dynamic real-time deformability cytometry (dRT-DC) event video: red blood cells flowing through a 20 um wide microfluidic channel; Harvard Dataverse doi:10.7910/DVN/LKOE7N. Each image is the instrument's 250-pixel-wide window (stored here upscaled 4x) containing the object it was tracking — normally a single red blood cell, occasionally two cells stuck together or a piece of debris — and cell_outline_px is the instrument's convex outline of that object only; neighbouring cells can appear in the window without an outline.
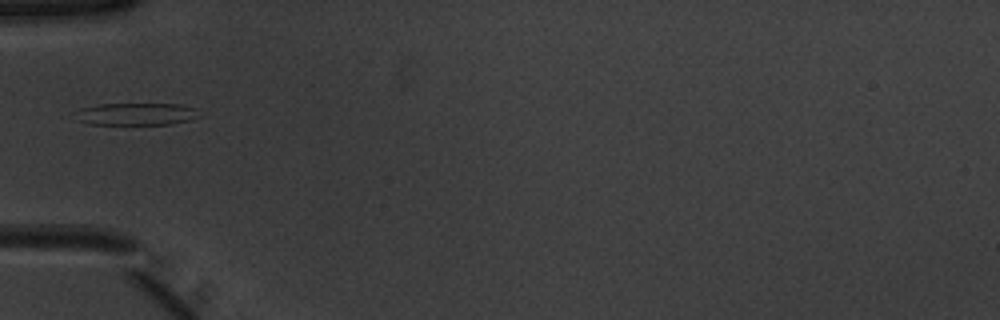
{"species": "common noctule bat (a hibernating species)", "species_latin": "Nyctalus noctula", "temperature_condition": "warm", "stored_images_in_passage": 16, "camera_frame_rate_fps": 3000, "um_per_image_px": 0.085, "animal": {"sex": "male", "body_mass_g": 20.1, "forearm_length_mm": 53.5}, "frame": {"image": 1, "passage_image": 1, "time_ms": 0.0, "image_size_px": [1000, 320], "cell_outline_px": [[200, 116], [192, 120], [172, 124], [88, 124], [80, 120], [80, 108], [100, 104], [180, 104], [196, 108]], "centroid_in_image_um": [11.71, 9.69], "position_along_channel_um": 73.3, "area_um2": 15.84}}
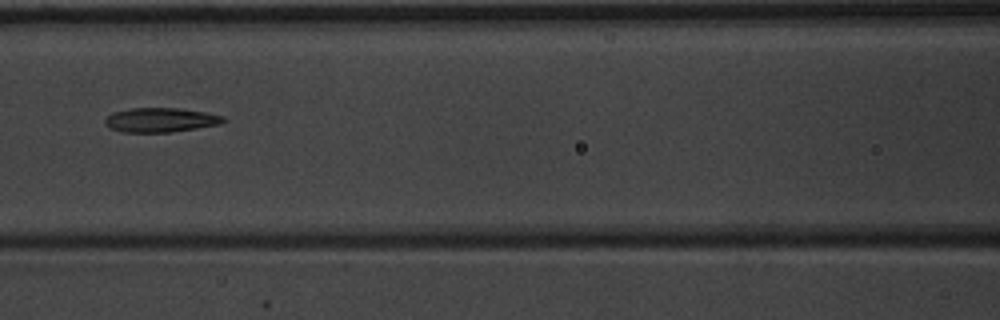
{"frame": {"image": 2, "passage_image": 7, "time_ms": 2.0, "image_size_px": [1000, 320], "cell_outline_px": [[228, 120], [220, 124], [172, 132], [120, 132], [112, 128], [104, 120], [112, 112], [132, 108], [176, 108], [204, 112], [224, 116]], "centroid_in_image_um": [13.68, 10.19], "position_along_channel_um": 152.9, "area_um2": 16.65}}
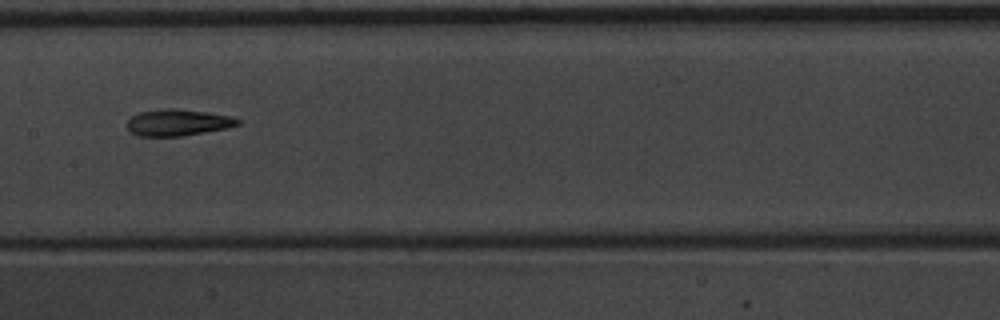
{"frame": {"image": 3, "passage_image": 10, "time_ms": 3.0, "image_size_px": [1000, 320], "cell_outline_px": [[240, 124], [228, 128], [180, 136], [136, 136], [128, 132], [128, 120], [132, 116], [140, 112], [168, 108], [204, 112], [232, 116], [240, 120]], "centroid_in_image_um": [15.1, 10.43], "position_along_channel_um": 192.3, "area_um2": 16.94}}